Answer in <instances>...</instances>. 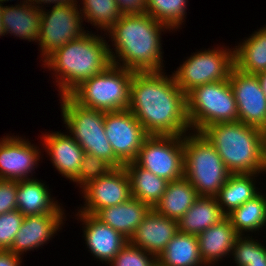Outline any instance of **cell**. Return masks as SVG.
<instances>
[{
	"mask_svg": "<svg viewBox=\"0 0 266 266\" xmlns=\"http://www.w3.org/2000/svg\"><path fill=\"white\" fill-rule=\"evenodd\" d=\"M164 72H134L128 109L148 135L184 136L191 132L186 94Z\"/></svg>",
	"mask_w": 266,
	"mask_h": 266,
	"instance_id": "cell-1",
	"label": "cell"
},
{
	"mask_svg": "<svg viewBox=\"0 0 266 266\" xmlns=\"http://www.w3.org/2000/svg\"><path fill=\"white\" fill-rule=\"evenodd\" d=\"M166 31L172 32L147 13L122 15L105 33L108 42H112L113 48L109 44L112 64L134 72L166 71L161 43Z\"/></svg>",
	"mask_w": 266,
	"mask_h": 266,
	"instance_id": "cell-2",
	"label": "cell"
},
{
	"mask_svg": "<svg viewBox=\"0 0 266 266\" xmlns=\"http://www.w3.org/2000/svg\"><path fill=\"white\" fill-rule=\"evenodd\" d=\"M105 36L86 32L57 49L43 63L55 76L58 96L69 95L83 81L105 71L111 64ZM54 73H53V72Z\"/></svg>",
	"mask_w": 266,
	"mask_h": 266,
	"instance_id": "cell-3",
	"label": "cell"
},
{
	"mask_svg": "<svg viewBox=\"0 0 266 266\" xmlns=\"http://www.w3.org/2000/svg\"><path fill=\"white\" fill-rule=\"evenodd\" d=\"M201 133L230 173L266 174L262 129L235 121L212 124Z\"/></svg>",
	"mask_w": 266,
	"mask_h": 266,
	"instance_id": "cell-4",
	"label": "cell"
},
{
	"mask_svg": "<svg viewBox=\"0 0 266 266\" xmlns=\"http://www.w3.org/2000/svg\"><path fill=\"white\" fill-rule=\"evenodd\" d=\"M59 101L64 127L84 152L104 159L113 168L123 167L105 134V112L80 106L69 95L60 96Z\"/></svg>",
	"mask_w": 266,
	"mask_h": 266,
	"instance_id": "cell-5",
	"label": "cell"
},
{
	"mask_svg": "<svg viewBox=\"0 0 266 266\" xmlns=\"http://www.w3.org/2000/svg\"><path fill=\"white\" fill-rule=\"evenodd\" d=\"M184 177L199 196H215L230 172L214 146L200 132L184 135Z\"/></svg>",
	"mask_w": 266,
	"mask_h": 266,
	"instance_id": "cell-6",
	"label": "cell"
},
{
	"mask_svg": "<svg viewBox=\"0 0 266 266\" xmlns=\"http://www.w3.org/2000/svg\"><path fill=\"white\" fill-rule=\"evenodd\" d=\"M134 71L111 64L105 71L83 81L69 96L80 106L104 112L126 110Z\"/></svg>",
	"mask_w": 266,
	"mask_h": 266,
	"instance_id": "cell-7",
	"label": "cell"
},
{
	"mask_svg": "<svg viewBox=\"0 0 266 266\" xmlns=\"http://www.w3.org/2000/svg\"><path fill=\"white\" fill-rule=\"evenodd\" d=\"M187 116L191 131L207 126L238 121V109L229 80L199 85L186 94Z\"/></svg>",
	"mask_w": 266,
	"mask_h": 266,
	"instance_id": "cell-8",
	"label": "cell"
},
{
	"mask_svg": "<svg viewBox=\"0 0 266 266\" xmlns=\"http://www.w3.org/2000/svg\"><path fill=\"white\" fill-rule=\"evenodd\" d=\"M233 67L234 48L222 45L191 53L172 74L178 87L187 94L196 86L229 80Z\"/></svg>",
	"mask_w": 266,
	"mask_h": 266,
	"instance_id": "cell-9",
	"label": "cell"
},
{
	"mask_svg": "<svg viewBox=\"0 0 266 266\" xmlns=\"http://www.w3.org/2000/svg\"><path fill=\"white\" fill-rule=\"evenodd\" d=\"M77 4L52 5L50 11L46 7L41 8L38 47L42 63L57 49L88 32V30H84L83 16Z\"/></svg>",
	"mask_w": 266,
	"mask_h": 266,
	"instance_id": "cell-10",
	"label": "cell"
},
{
	"mask_svg": "<svg viewBox=\"0 0 266 266\" xmlns=\"http://www.w3.org/2000/svg\"><path fill=\"white\" fill-rule=\"evenodd\" d=\"M184 136L148 135L135 162L171 182L184 176Z\"/></svg>",
	"mask_w": 266,
	"mask_h": 266,
	"instance_id": "cell-11",
	"label": "cell"
},
{
	"mask_svg": "<svg viewBox=\"0 0 266 266\" xmlns=\"http://www.w3.org/2000/svg\"><path fill=\"white\" fill-rule=\"evenodd\" d=\"M104 127L115 156L124 165L135 161L148 134L131 111L105 112Z\"/></svg>",
	"mask_w": 266,
	"mask_h": 266,
	"instance_id": "cell-12",
	"label": "cell"
},
{
	"mask_svg": "<svg viewBox=\"0 0 266 266\" xmlns=\"http://www.w3.org/2000/svg\"><path fill=\"white\" fill-rule=\"evenodd\" d=\"M84 204L79 213L96 215L101 209L128 201L131 196L130 180L123 167L113 168L106 175L89 182L80 190Z\"/></svg>",
	"mask_w": 266,
	"mask_h": 266,
	"instance_id": "cell-13",
	"label": "cell"
},
{
	"mask_svg": "<svg viewBox=\"0 0 266 266\" xmlns=\"http://www.w3.org/2000/svg\"><path fill=\"white\" fill-rule=\"evenodd\" d=\"M13 135L6 134L0 139V179L11 181L32 179L34 170L40 165L38 162L43 159L44 154H41L43 149L31 144L28 138L25 139L26 137Z\"/></svg>",
	"mask_w": 266,
	"mask_h": 266,
	"instance_id": "cell-14",
	"label": "cell"
},
{
	"mask_svg": "<svg viewBox=\"0 0 266 266\" xmlns=\"http://www.w3.org/2000/svg\"><path fill=\"white\" fill-rule=\"evenodd\" d=\"M229 82L238 109V121L246 125L266 129V96L257 75L232 68Z\"/></svg>",
	"mask_w": 266,
	"mask_h": 266,
	"instance_id": "cell-15",
	"label": "cell"
},
{
	"mask_svg": "<svg viewBox=\"0 0 266 266\" xmlns=\"http://www.w3.org/2000/svg\"><path fill=\"white\" fill-rule=\"evenodd\" d=\"M65 211L62 206L55 214L25 216L9 251L23 256L27 251L43 248L65 225Z\"/></svg>",
	"mask_w": 266,
	"mask_h": 266,
	"instance_id": "cell-16",
	"label": "cell"
},
{
	"mask_svg": "<svg viewBox=\"0 0 266 266\" xmlns=\"http://www.w3.org/2000/svg\"><path fill=\"white\" fill-rule=\"evenodd\" d=\"M77 213V214H76ZM75 213V219L82 223L83 236L88 252L94 259L108 265L129 242L120 232L103 223L95 215ZM99 259V260H98Z\"/></svg>",
	"mask_w": 266,
	"mask_h": 266,
	"instance_id": "cell-17",
	"label": "cell"
},
{
	"mask_svg": "<svg viewBox=\"0 0 266 266\" xmlns=\"http://www.w3.org/2000/svg\"><path fill=\"white\" fill-rule=\"evenodd\" d=\"M50 132L40 136L42 148L49 155L53 168L72 182L79 174L85 152L67 132Z\"/></svg>",
	"mask_w": 266,
	"mask_h": 266,
	"instance_id": "cell-18",
	"label": "cell"
},
{
	"mask_svg": "<svg viewBox=\"0 0 266 266\" xmlns=\"http://www.w3.org/2000/svg\"><path fill=\"white\" fill-rule=\"evenodd\" d=\"M177 233V220L162 216L151 209L129 242L158 258Z\"/></svg>",
	"mask_w": 266,
	"mask_h": 266,
	"instance_id": "cell-19",
	"label": "cell"
},
{
	"mask_svg": "<svg viewBox=\"0 0 266 266\" xmlns=\"http://www.w3.org/2000/svg\"><path fill=\"white\" fill-rule=\"evenodd\" d=\"M2 24L5 35L38 42L41 27V9L27 0L17 5H2Z\"/></svg>",
	"mask_w": 266,
	"mask_h": 266,
	"instance_id": "cell-20",
	"label": "cell"
},
{
	"mask_svg": "<svg viewBox=\"0 0 266 266\" xmlns=\"http://www.w3.org/2000/svg\"><path fill=\"white\" fill-rule=\"evenodd\" d=\"M238 236L227 217L197 235L203 263L206 266H219L226 256L230 258Z\"/></svg>",
	"mask_w": 266,
	"mask_h": 266,
	"instance_id": "cell-21",
	"label": "cell"
},
{
	"mask_svg": "<svg viewBox=\"0 0 266 266\" xmlns=\"http://www.w3.org/2000/svg\"><path fill=\"white\" fill-rule=\"evenodd\" d=\"M17 210L24 216L55 214L62 206L49 186L37 178L17 181Z\"/></svg>",
	"mask_w": 266,
	"mask_h": 266,
	"instance_id": "cell-22",
	"label": "cell"
},
{
	"mask_svg": "<svg viewBox=\"0 0 266 266\" xmlns=\"http://www.w3.org/2000/svg\"><path fill=\"white\" fill-rule=\"evenodd\" d=\"M152 208L131 197L128 201L101 209L95 216L130 240Z\"/></svg>",
	"mask_w": 266,
	"mask_h": 266,
	"instance_id": "cell-23",
	"label": "cell"
},
{
	"mask_svg": "<svg viewBox=\"0 0 266 266\" xmlns=\"http://www.w3.org/2000/svg\"><path fill=\"white\" fill-rule=\"evenodd\" d=\"M259 175L261 173H230L224 186L214 196L225 215L262 192L256 187Z\"/></svg>",
	"mask_w": 266,
	"mask_h": 266,
	"instance_id": "cell-24",
	"label": "cell"
},
{
	"mask_svg": "<svg viewBox=\"0 0 266 266\" xmlns=\"http://www.w3.org/2000/svg\"><path fill=\"white\" fill-rule=\"evenodd\" d=\"M226 215L214 196H199L189 210L177 221L178 232L199 235L218 224Z\"/></svg>",
	"mask_w": 266,
	"mask_h": 266,
	"instance_id": "cell-25",
	"label": "cell"
},
{
	"mask_svg": "<svg viewBox=\"0 0 266 266\" xmlns=\"http://www.w3.org/2000/svg\"><path fill=\"white\" fill-rule=\"evenodd\" d=\"M234 46V67L249 74L266 71V28L263 26Z\"/></svg>",
	"mask_w": 266,
	"mask_h": 266,
	"instance_id": "cell-26",
	"label": "cell"
},
{
	"mask_svg": "<svg viewBox=\"0 0 266 266\" xmlns=\"http://www.w3.org/2000/svg\"><path fill=\"white\" fill-rule=\"evenodd\" d=\"M198 197L196 189L183 176L168 182L166 191L153 209L162 216L178 221Z\"/></svg>",
	"mask_w": 266,
	"mask_h": 266,
	"instance_id": "cell-27",
	"label": "cell"
},
{
	"mask_svg": "<svg viewBox=\"0 0 266 266\" xmlns=\"http://www.w3.org/2000/svg\"><path fill=\"white\" fill-rule=\"evenodd\" d=\"M124 168L130 180L131 196L153 209L166 191L169 181L140 167L135 161L126 163Z\"/></svg>",
	"mask_w": 266,
	"mask_h": 266,
	"instance_id": "cell-28",
	"label": "cell"
},
{
	"mask_svg": "<svg viewBox=\"0 0 266 266\" xmlns=\"http://www.w3.org/2000/svg\"><path fill=\"white\" fill-rule=\"evenodd\" d=\"M226 217L239 236L263 231L266 228V194L260 192L253 199L233 209Z\"/></svg>",
	"mask_w": 266,
	"mask_h": 266,
	"instance_id": "cell-29",
	"label": "cell"
},
{
	"mask_svg": "<svg viewBox=\"0 0 266 266\" xmlns=\"http://www.w3.org/2000/svg\"><path fill=\"white\" fill-rule=\"evenodd\" d=\"M164 266H206L200 256L197 235L178 232L159 255Z\"/></svg>",
	"mask_w": 266,
	"mask_h": 266,
	"instance_id": "cell-30",
	"label": "cell"
},
{
	"mask_svg": "<svg viewBox=\"0 0 266 266\" xmlns=\"http://www.w3.org/2000/svg\"><path fill=\"white\" fill-rule=\"evenodd\" d=\"M81 1V0H80ZM78 6L83 20L104 34L122 16L116 0H82ZM103 30V31H102Z\"/></svg>",
	"mask_w": 266,
	"mask_h": 266,
	"instance_id": "cell-31",
	"label": "cell"
},
{
	"mask_svg": "<svg viewBox=\"0 0 266 266\" xmlns=\"http://www.w3.org/2000/svg\"><path fill=\"white\" fill-rule=\"evenodd\" d=\"M188 0H147L146 13L177 31L186 20Z\"/></svg>",
	"mask_w": 266,
	"mask_h": 266,
	"instance_id": "cell-32",
	"label": "cell"
},
{
	"mask_svg": "<svg viewBox=\"0 0 266 266\" xmlns=\"http://www.w3.org/2000/svg\"><path fill=\"white\" fill-rule=\"evenodd\" d=\"M252 234L238 236L230 257L236 266H266V246Z\"/></svg>",
	"mask_w": 266,
	"mask_h": 266,
	"instance_id": "cell-33",
	"label": "cell"
},
{
	"mask_svg": "<svg viewBox=\"0 0 266 266\" xmlns=\"http://www.w3.org/2000/svg\"><path fill=\"white\" fill-rule=\"evenodd\" d=\"M113 167L104 159L88 153L84 154L78 176L72 181L79 188L106 175Z\"/></svg>",
	"mask_w": 266,
	"mask_h": 266,
	"instance_id": "cell-34",
	"label": "cell"
},
{
	"mask_svg": "<svg viewBox=\"0 0 266 266\" xmlns=\"http://www.w3.org/2000/svg\"><path fill=\"white\" fill-rule=\"evenodd\" d=\"M157 258L128 242L108 264L109 266H152Z\"/></svg>",
	"mask_w": 266,
	"mask_h": 266,
	"instance_id": "cell-35",
	"label": "cell"
},
{
	"mask_svg": "<svg viewBox=\"0 0 266 266\" xmlns=\"http://www.w3.org/2000/svg\"><path fill=\"white\" fill-rule=\"evenodd\" d=\"M18 210L0 214V250H9L24 219Z\"/></svg>",
	"mask_w": 266,
	"mask_h": 266,
	"instance_id": "cell-36",
	"label": "cell"
},
{
	"mask_svg": "<svg viewBox=\"0 0 266 266\" xmlns=\"http://www.w3.org/2000/svg\"><path fill=\"white\" fill-rule=\"evenodd\" d=\"M17 181L0 179V214L17 210Z\"/></svg>",
	"mask_w": 266,
	"mask_h": 266,
	"instance_id": "cell-37",
	"label": "cell"
},
{
	"mask_svg": "<svg viewBox=\"0 0 266 266\" xmlns=\"http://www.w3.org/2000/svg\"><path fill=\"white\" fill-rule=\"evenodd\" d=\"M122 15L146 13L147 0H116Z\"/></svg>",
	"mask_w": 266,
	"mask_h": 266,
	"instance_id": "cell-38",
	"label": "cell"
},
{
	"mask_svg": "<svg viewBox=\"0 0 266 266\" xmlns=\"http://www.w3.org/2000/svg\"><path fill=\"white\" fill-rule=\"evenodd\" d=\"M22 256L9 250H0V266H21Z\"/></svg>",
	"mask_w": 266,
	"mask_h": 266,
	"instance_id": "cell-39",
	"label": "cell"
},
{
	"mask_svg": "<svg viewBox=\"0 0 266 266\" xmlns=\"http://www.w3.org/2000/svg\"><path fill=\"white\" fill-rule=\"evenodd\" d=\"M27 1H29L35 7H38L40 9L44 8L46 5L48 7H50L49 5H51V4L57 5V4L78 3L79 2V0L78 1L77 0H27Z\"/></svg>",
	"mask_w": 266,
	"mask_h": 266,
	"instance_id": "cell-40",
	"label": "cell"
},
{
	"mask_svg": "<svg viewBox=\"0 0 266 266\" xmlns=\"http://www.w3.org/2000/svg\"><path fill=\"white\" fill-rule=\"evenodd\" d=\"M261 89L266 96V71L257 74Z\"/></svg>",
	"mask_w": 266,
	"mask_h": 266,
	"instance_id": "cell-41",
	"label": "cell"
},
{
	"mask_svg": "<svg viewBox=\"0 0 266 266\" xmlns=\"http://www.w3.org/2000/svg\"><path fill=\"white\" fill-rule=\"evenodd\" d=\"M0 36H5L3 24H2V5H0Z\"/></svg>",
	"mask_w": 266,
	"mask_h": 266,
	"instance_id": "cell-42",
	"label": "cell"
},
{
	"mask_svg": "<svg viewBox=\"0 0 266 266\" xmlns=\"http://www.w3.org/2000/svg\"><path fill=\"white\" fill-rule=\"evenodd\" d=\"M264 135V158H265V169H266V129L263 130Z\"/></svg>",
	"mask_w": 266,
	"mask_h": 266,
	"instance_id": "cell-43",
	"label": "cell"
},
{
	"mask_svg": "<svg viewBox=\"0 0 266 266\" xmlns=\"http://www.w3.org/2000/svg\"><path fill=\"white\" fill-rule=\"evenodd\" d=\"M152 266H164V265H162L158 260H156Z\"/></svg>",
	"mask_w": 266,
	"mask_h": 266,
	"instance_id": "cell-44",
	"label": "cell"
},
{
	"mask_svg": "<svg viewBox=\"0 0 266 266\" xmlns=\"http://www.w3.org/2000/svg\"><path fill=\"white\" fill-rule=\"evenodd\" d=\"M9 1H13V0H0V5H4V2L6 3V2H9Z\"/></svg>",
	"mask_w": 266,
	"mask_h": 266,
	"instance_id": "cell-45",
	"label": "cell"
}]
</instances>
